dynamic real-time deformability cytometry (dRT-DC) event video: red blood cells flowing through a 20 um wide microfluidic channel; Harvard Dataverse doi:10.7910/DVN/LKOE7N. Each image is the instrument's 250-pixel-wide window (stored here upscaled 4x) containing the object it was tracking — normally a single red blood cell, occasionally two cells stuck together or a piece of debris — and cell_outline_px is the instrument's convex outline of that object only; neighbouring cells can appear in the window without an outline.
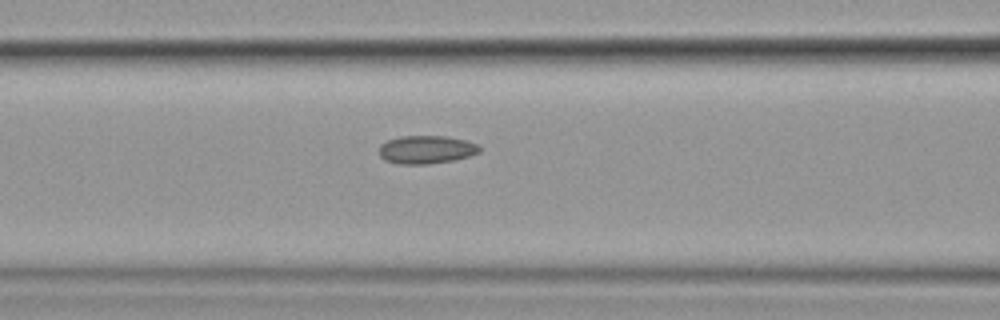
{"species": "common noctule bat (a hibernating species)", "species_latin": "Nyctalus noctula", "temperature_condition": "cold", "stored_images_in_passage": 20, "camera_frame_rate_fps": 3000, "um_per_image_px": 0.085, "animal": {"sex": "female", "body_mass_g": 19.9}, "frame": {"image": 1, "passage_image": 15, "time_ms": 4.667, "image_size_px": [1000, 320], "cell_outline_px": [[480, 152], [456, 160], [428, 164], [396, 164], [384, 160], [380, 156], [380, 144], [388, 140], [400, 136], [448, 136], [468, 140], [480, 144]], "centroid_in_image_um": [36.27, 12.71], "position_along_channel_um": 130.3, "area_um2": 16.76}}